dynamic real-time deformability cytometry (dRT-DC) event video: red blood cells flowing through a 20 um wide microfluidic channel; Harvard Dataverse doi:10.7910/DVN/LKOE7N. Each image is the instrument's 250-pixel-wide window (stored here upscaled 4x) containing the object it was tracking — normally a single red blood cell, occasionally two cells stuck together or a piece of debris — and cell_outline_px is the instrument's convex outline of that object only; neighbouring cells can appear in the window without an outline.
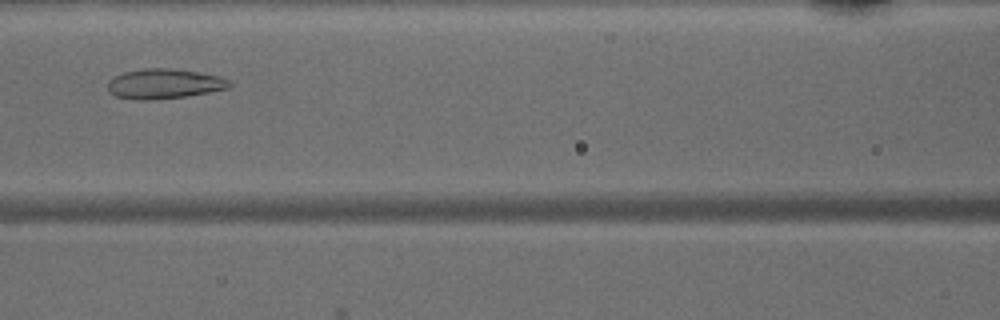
{"species": "common noctule bat (a hibernating species)", "species_latin": "Nyctalus noctula", "temperature_condition": "warm", "stored_images_in_passage": 38, "camera_frame_rate_fps": 3000, "um_per_image_px": 0.085, "animal": {"sex": "male", "body_mass_g": 15.6}, "frame": {"image": 1, "passage_image": 12, "time_ms": 3.667, "image_size_px": [1000, 320], "cell_outline_px": [[232, 84], [228, 88], [208, 92], [184, 96], [152, 100], [136, 100], [116, 96], [108, 92], [108, 80], [124, 72], [144, 68], [172, 68], [200, 72], [220, 76], [228, 80]], "centroid_in_image_um": [13.94, 7.11], "position_along_channel_um": 152.7, "area_um2": 21.21}}
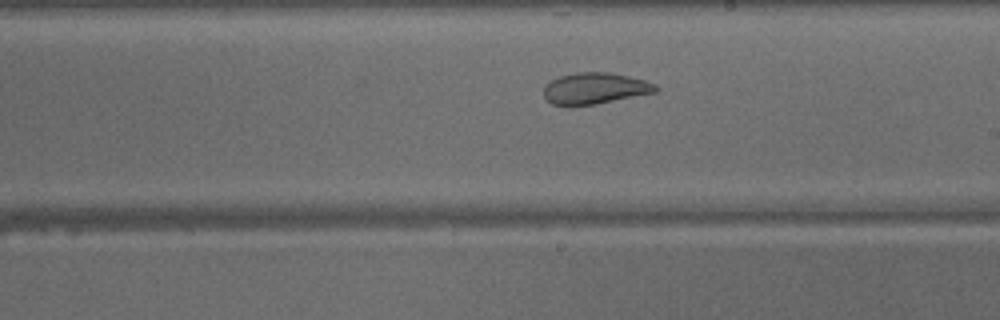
{"frame": {"image": 2, "passage_image": 18, "time_ms": 5.667, "image_size_px": [1000, 320], "cell_outline_px": [[660, 88], [656, 92], [596, 104], [552, 104], [544, 96], [544, 88], [552, 80], [560, 76], [576, 72], [608, 72], [628, 76], [644, 80], [656, 84]], "centroid_in_image_um": [50.62, 7.49], "position_along_channel_um": 238.4, "area_um2": 20.06}}
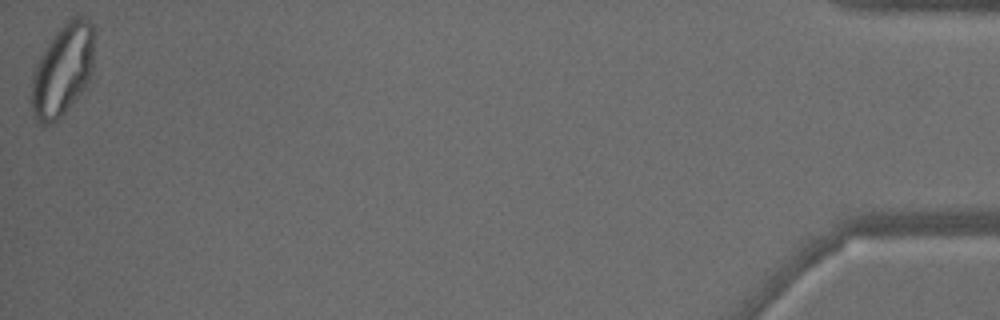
{"frame": {"image": 3, "passage_image": 38, "time_ms": 12.333, "image_size_px": [1000, 320], "cell_outline_px": [[92, 72], [88, 80], [80, 92], [64, 112], [52, 124], [44, 128], [36, 120], [32, 112], [28, 100], [28, 96], [36, 64], [48, 40], [68, 20], [80, 16], [88, 20], [92, 24]], "centroid_in_image_um": [5.24, 6.02], "position_along_channel_um": 430.0, "area_um2": 33.35}}